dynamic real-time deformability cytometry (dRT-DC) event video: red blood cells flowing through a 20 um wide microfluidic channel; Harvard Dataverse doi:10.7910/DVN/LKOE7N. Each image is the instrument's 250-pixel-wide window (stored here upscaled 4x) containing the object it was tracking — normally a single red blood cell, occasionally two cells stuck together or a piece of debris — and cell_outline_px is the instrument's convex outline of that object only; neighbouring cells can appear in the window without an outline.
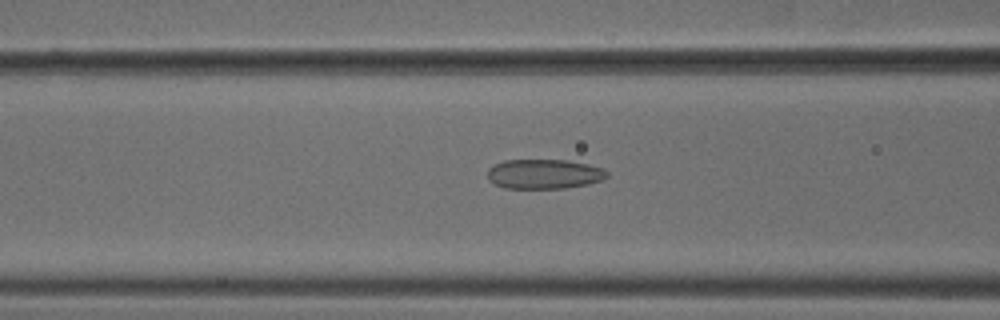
{"species": "common noctule bat (a hibernating species)", "species_latin": "Nyctalus noctula", "temperature_condition": "cold", "stored_images_in_passage": 54, "camera_frame_rate_fps": 3000, "um_per_image_px": 0.085, "animal": {"sex": "male", "body_mass_g": 18.8}, "frame": {"image": 1, "passage_image": 22, "time_ms": 7.0, "image_size_px": [1000, 320], "cell_outline_px": [[608, 176], [600, 180], [588, 184], [564, 188], [504, 188], [496, 184], [488, 176], [488, 168], [504, 160], [568, 160], [588, 164], [604, 168], [608, 172]], "centroid_in_image_um": [46.29, 14.78], "position_along_channel_um": 120.3, "area_um2": 20.52}}
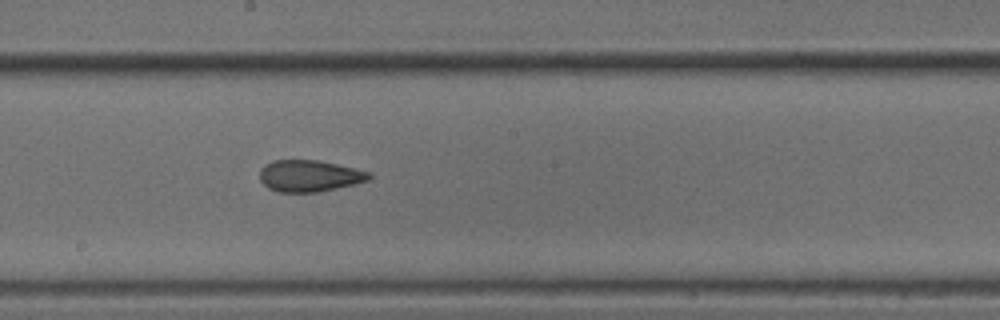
{"frame": {"image": 2, "passage_image": 30, "time_ms": 9.667, "image_size_px": [1000, 320], "cell_outline_px": [[372, 176], [368, 180], [352, 184], [316, 192], [280, 192], [268, 188], [260, 180], [260, 168], [264, 164], [272, 160], [316, 160], [336, 164], [372, 172]], "centroid_in_image_um": [26.26, 14.94], "position_along_channel_um": 221.9, "area_um2": 20.0}}
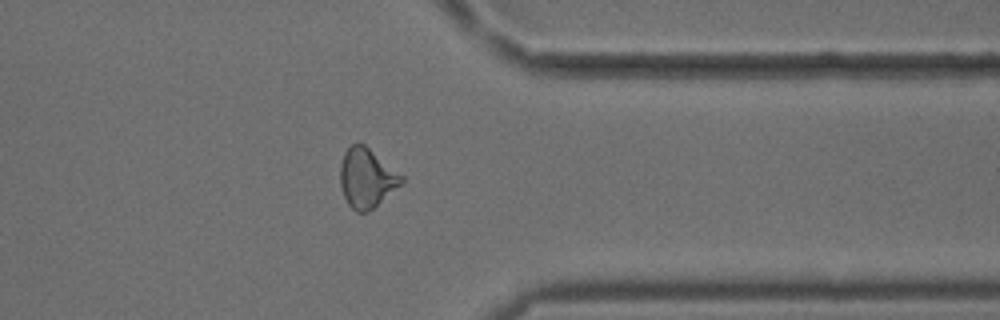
{"frame": {"image": 3, "passage_image": 43, "time_ms": 14.0, "image_size_px": [1000, 320], "cell_outline_px": [[404, 180], [400, 184], [368, 212], [356, 212], [348, 204], [344, 196], [340, 184], [340, 164], [344, 152], [352, 144], [364, 144], [404, 176]], "centroid_in_image_um": [31.14, 15.12], "position_along_channel_um": 380.3, "area_um2": 20.87}, "authors_computed_cell_mechanics": {"area_um2": 21.1259, "velocity_mm_per_s": 3.7999, "shape_relaxation_time_tau1_ms": null, "shape_relaxation_time_tau2_ms": 1.8924, "deformation_change_tau1": null, "deformation_change_tau2": 0.0963}}